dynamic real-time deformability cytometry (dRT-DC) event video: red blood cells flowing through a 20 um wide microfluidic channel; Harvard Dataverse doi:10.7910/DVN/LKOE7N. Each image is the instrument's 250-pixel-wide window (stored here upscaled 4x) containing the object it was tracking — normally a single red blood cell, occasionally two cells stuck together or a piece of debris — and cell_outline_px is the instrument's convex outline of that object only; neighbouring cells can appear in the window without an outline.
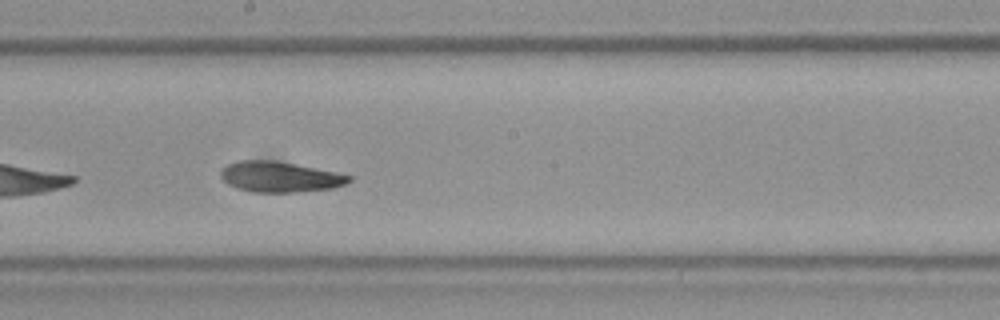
{"species": "Egyptian fruit bat (a non-hibernating species)", "species_latin": "Rousettus aegyptiacus", "temperature_condition": "room temperature", "stored_images_in_passage": 24, "camera_frame_rate_fps": 3000, "um_per_image_px": 0.085, "frame": {"image": 1, "passage_image": 17, "time_ms": 5.333, "image_size_px": [1000, 320], "cell_outline_px": [[352, 180], [344, 184], [332, 188], [296, 192], [252, 192], [236, 188], [228, 184], [220, 176], [220, 172], [228, 164], [240, 160], [272, 160], [296, 164], [352, 176]], "centroid_in_image_um": [23.76, 15.03], "position_along_channel_um": 224.4, "area_um2": 22.6}}